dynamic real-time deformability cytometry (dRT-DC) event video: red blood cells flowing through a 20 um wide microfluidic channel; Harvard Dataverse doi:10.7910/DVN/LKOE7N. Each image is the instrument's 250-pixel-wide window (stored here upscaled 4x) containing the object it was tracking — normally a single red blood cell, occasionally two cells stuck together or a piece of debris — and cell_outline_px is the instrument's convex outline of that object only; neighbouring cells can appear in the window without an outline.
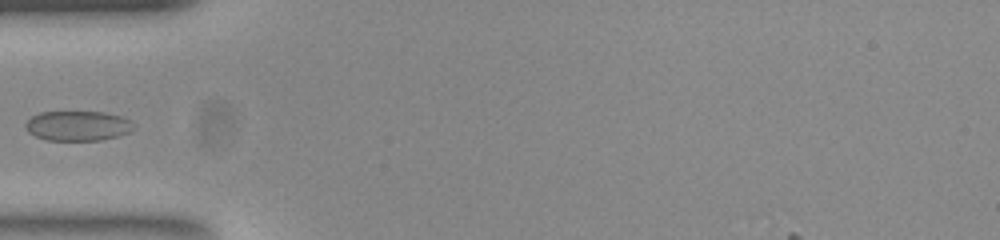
{"species": "common noctule bat (a hibernating species)", "species_latin": "Nyctalus noctula", "temperature_condition": "room temperature", "stored_images_in_passage": 36, "camera_frame_rate_fps": 3000, "um_per_image_px": 0.085, "animal": {"sex": "female", "body_mass_g": 23.0, "forearm_length_mm": 53.4}, "frame": {"image": 1, "passage_image": 1, "time_ms": 0.0, "image_size_px": [1000, 240], "cell_outline_px": [[132, 120], [128, 132], [116, 136], [100, 140], [48, 140], [36, 136], [28, 132], [24, 124], [32, 116], [40, 112], [104, 112], [120, 116]], "centroid_in_image_um": [6.55, 10.69], "position_along_channel_um": 78.4, "area_um2": 18.5}}
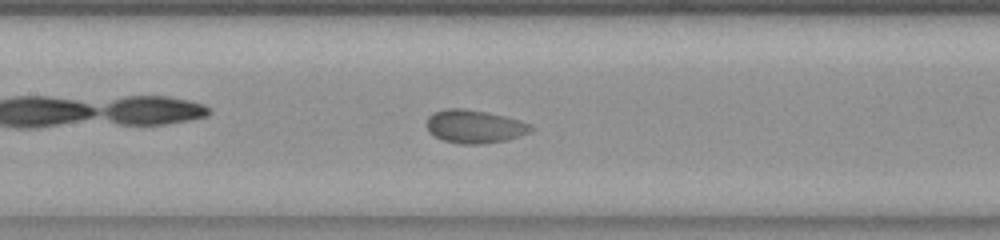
{"frame": {"image": 2, "passage_image": 8, "time_ms": 2.333, "image_size_px": [1000, 240], "cell_outline_px": [[532, 128], [528, 132], [504, 140], [476, 144], [460, 144], [444, 140], [436, 136], [428, 128], [428, 116], [432, 112], [444, 108], [464, 108], [488, 112], [504, 116], [532, 124]], "centroid_in_image_um": [40.3, 10.72], "position_along_channel_um": 167.1, "area_um2": 19.77}}
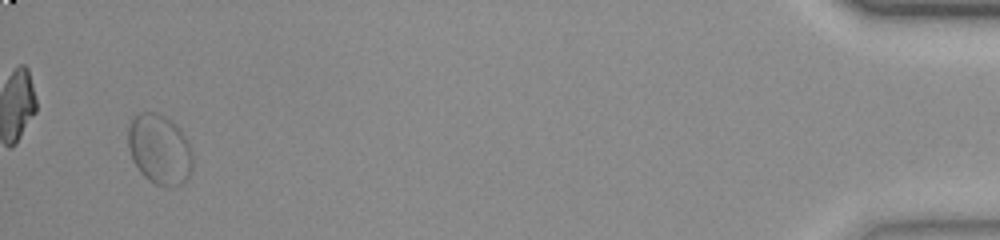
{"frame": {"image": 3, "passage_image": 35, "time_ms": 11.333, "image_size_px": [1000, 240], "cell_outline_px": [[192, 168], [188, 176], [180, 184], [156, 184], [148, 180], [140, 172], [132, 160], [128, 148], [128, 128], [132, 116], [140, 112], [156, 112], [172, 120], [180, 128], [188, 144], [192, 156]], "centroid_in_image_um": [13.52, 12.64], "position_along_channel_um": 421.7, "area_um2": 26.18}}